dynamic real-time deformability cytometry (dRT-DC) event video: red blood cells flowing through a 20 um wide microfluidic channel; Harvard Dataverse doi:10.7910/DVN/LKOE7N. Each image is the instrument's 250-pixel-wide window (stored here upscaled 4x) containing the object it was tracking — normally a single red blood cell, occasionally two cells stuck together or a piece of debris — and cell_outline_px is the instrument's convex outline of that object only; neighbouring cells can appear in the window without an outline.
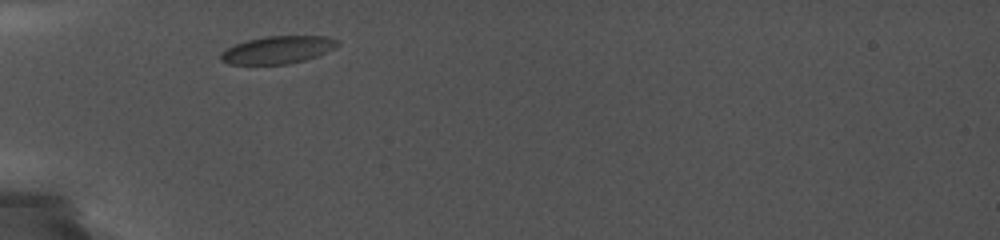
{"species": "common noctule bat (a hibernating species)", "species_latin": "Nyctalus noctula", "temperature_condition": "cold", "stored_images_in_passage": 49, "camera_frame_rate_fps": 5000, "um_per_image_px": 0.085, "animal": {"sex": "female", "body_mass_g": 19.0, "forearm_length_mm": 56.7}, "frame": {"image": 1, "passage_image": 1, "time_ms": 0.0, "image_size_px": [1000, 240], "cell_outline_px": [[340, 44], [336, 48], [316, 56], [304, 60], [288, 64], [228, 64], [220, 60], [220, 52], [236, 44], [248, 40], [268, 36], [328, 36], [340, 40]], "centroid_in_image_um": [23.64, 4.23], "position_along_channel_um": 61.4, "area_um2": 18.79}}